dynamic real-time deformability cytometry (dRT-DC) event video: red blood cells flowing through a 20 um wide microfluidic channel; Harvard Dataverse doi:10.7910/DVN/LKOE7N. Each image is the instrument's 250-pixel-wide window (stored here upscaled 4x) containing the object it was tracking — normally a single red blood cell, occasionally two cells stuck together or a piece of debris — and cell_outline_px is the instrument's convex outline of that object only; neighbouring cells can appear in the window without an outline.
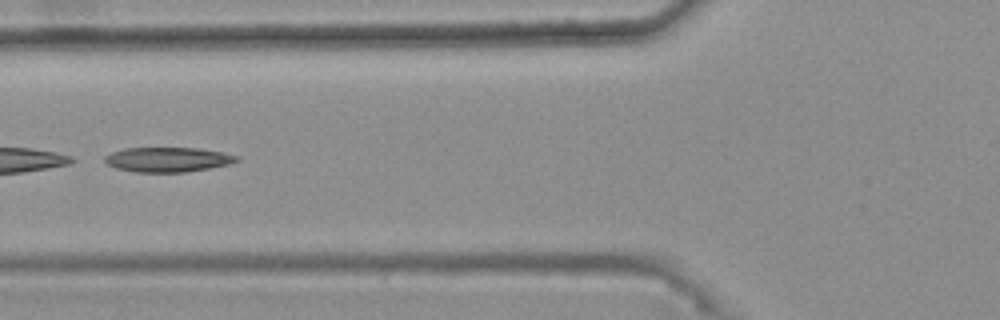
{"species": "common noctule bat (a hibernating species)", "species_latin": "Nyctalus noctula", "temperature_condition": "warm", "stored_images_in_passage": 12, "camera_frame_rate_fps": 3000, "um_per_image_px": 0.085, "animal": {"sex": "female", "body_mass_g": 25.1}, "frame": {"image": 1, "passage_image": 7, "time_ms": 2.0, "image_size_px": [1000, 320], "cell_outline_px": [[240, 160], [228, 164], [208, 168], [184, 172], [136, 172], [116, 168], [108, 164], [104, 160], [104, 156], [112, 152], [128, 148], [196, 148], [220, 152], [240, 156]], "centroid_in_image_um": [14.26, 13.56], "position_along_channel_um": 111.5, "area_um2": 18.79}}
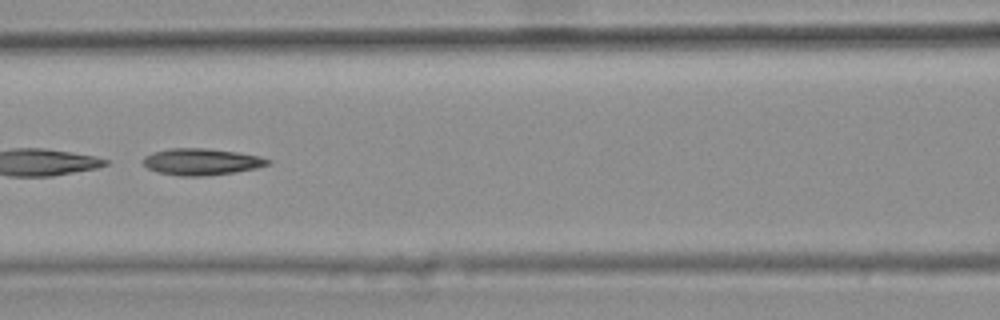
{"frame": {"image": 2, "passage_image": 10, "time_ms": 3.0, "image_size_px": [1000, 320], "cell_outline_px": [[272, 160], [268, 164], [256, 168], [236, 172], [204, 176], [180, 176], [156, 172], [148, 168], [144, 164], [144, 156], [152, 152], [168, 148], [208, 148], [236, 152], [260, 156]], "centroid_in_image_um": [17.11, 13.75], "position_along_channel_um": 149.5, "area_um2": 19.42}}